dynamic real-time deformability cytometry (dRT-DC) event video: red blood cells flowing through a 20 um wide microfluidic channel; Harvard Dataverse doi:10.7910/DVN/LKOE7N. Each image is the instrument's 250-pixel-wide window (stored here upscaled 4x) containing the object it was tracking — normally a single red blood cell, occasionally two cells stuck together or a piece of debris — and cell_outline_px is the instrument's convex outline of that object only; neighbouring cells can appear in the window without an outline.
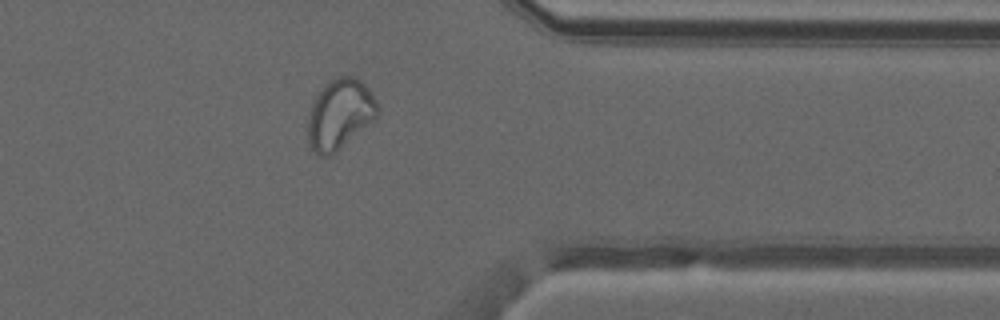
{"species": "common noctule bat (a hibernating species)", "species_latin": "Nyctalus noctula", "temperature_condition": "warm", "stored_images_in_passage": 36, "camera_frame_rate_fps": 3000, "um_per_image_px": 0.085, "animal": {"sex": "male", "forearm_length_mm": 52.5}, "frame": {"image": 1, "passage_image": 26, "time_ms": 8.333, "image_size_px": [1000, 320], "cell_outline_px": [[380, 108], [376, 116], [372, 120], [328, 156], [320, 156], [308, 144], [308, 112], [320, 88], [328, 80], [336, 76], [352, 76], [360, 80], [368, 88], [376, 100]], "centroid_in_image_um": [28.85, 9.64], "position_along_channel_um": 382.6, "area_um2": 27.92}, "authors_computed_cell_mechanics": {"area_um2": 27.455, "velocity_mm_per_s": 4.1456, "shape_relaxation_time_tau1_ms": null, "shape_relaxation_time_tau2_ms": 1.5784, "deformation_change_tau1": null, "deformation_change_tau2": 0.0611}}